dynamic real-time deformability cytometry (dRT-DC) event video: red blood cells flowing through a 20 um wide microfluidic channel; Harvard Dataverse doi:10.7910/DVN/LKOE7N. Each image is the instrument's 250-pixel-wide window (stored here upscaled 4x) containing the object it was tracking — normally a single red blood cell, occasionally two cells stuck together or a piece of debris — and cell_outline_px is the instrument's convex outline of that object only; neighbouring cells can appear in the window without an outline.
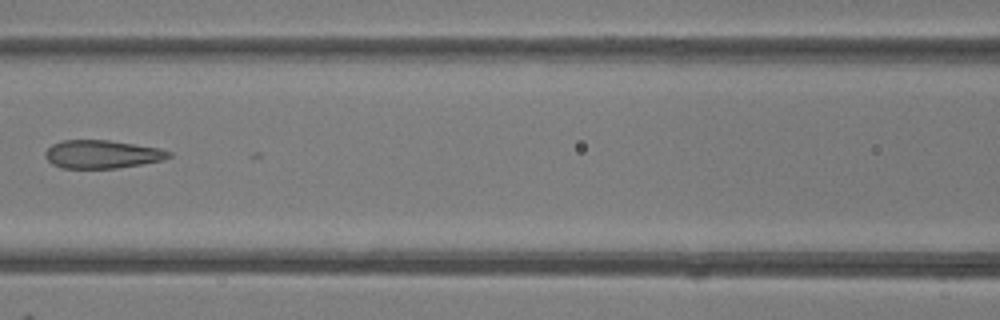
{"species": "common noctule bat (a hibernating species)", "species_latin": "Nyctalus noctula", "temperature_condition": "room temperature", "stored_images_in_passage": 7, "camera_frame_rate_fps": 3000, "um_per_image_px": 0.085, "animal": {"sex": "female"}, "frame": {"image": 1, "passage_image": 6, "time_ms": 6.667, "image_size_px": [1000, 320], "cell_outline_px": [[172, 156], [160, 160], [140, 164], [116, 168], [60, 168], [52, 164], [44, 156], [44, 152], [52, 144], [64, 140], [108, 140], [160, 148], [172, 152]], "centroid_in_image_um": [8.64, 13.11], "position_along_channel_um": 158.0, "area_um2": 20.23}}
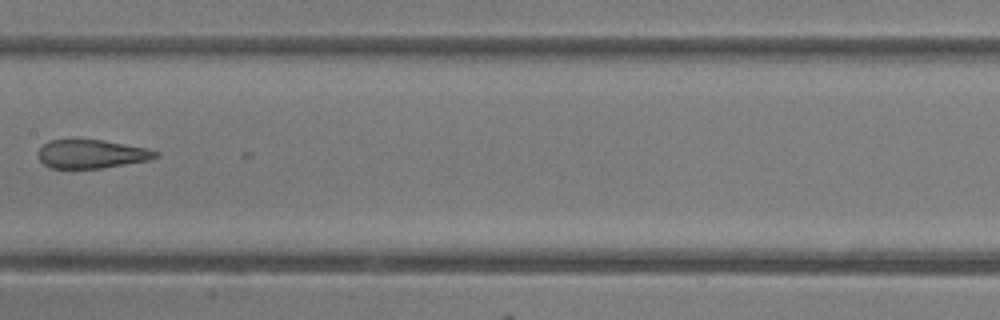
{"frame": {"image": 2, "passage_image": 7, "time_ms": 7.667, "image_size_px": [1000, 320], "cell_outline_px": [[160, 156], [148, 160], [100, 168], [52, 168], [44, 164], [40, 160], [40, 148], [48, 140], [104, 140], [144, 148], [160, 152]], "centroid_in_image_um": [7.8, 13.09], "position_along_channel_um": 199.6, "area_um2": 19.19}}